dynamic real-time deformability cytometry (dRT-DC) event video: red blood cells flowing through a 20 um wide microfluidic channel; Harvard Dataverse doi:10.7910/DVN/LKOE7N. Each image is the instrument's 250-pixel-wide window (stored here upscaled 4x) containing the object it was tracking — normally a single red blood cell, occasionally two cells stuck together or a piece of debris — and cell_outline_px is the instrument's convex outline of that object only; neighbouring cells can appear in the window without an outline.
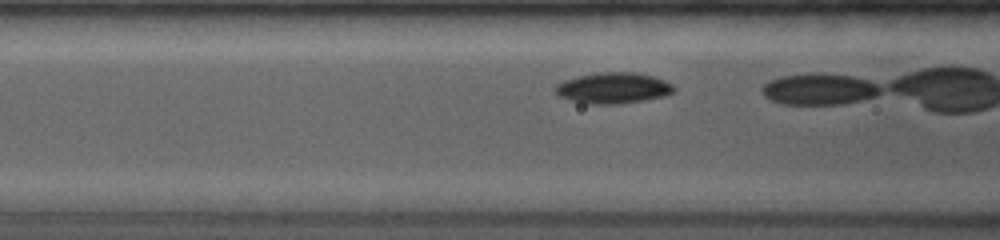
{"species": "common noctule bat (a hibernating species)", "species_latin": "Nyctalus noctula", "temperature_condition": "room temperature", "stored_images_in_passage": 7, "camera_frame_rate_fps": 4000, "um_per_image_px": 0.085, "animal": {"sex": "female", "body_mass_g": 19.0, "forearm_length_mm": 53.3}, "frame": {"image": 1, "passage_image": 5, "time_ms": 1.0, "image_size_px": [1000, 240], "cell_outline_px": [[676, 88], [672, 92], [664, 96], [644, 100], [616, 104], [588, 104], [572, 100], [560, 96], [552, 88], [556, 84], [564, 80], [596, 72], [636, 72], [652, 76], [664, 80], [672, 84]], "centroid_in_image_um": [52.11, 7.47], "position_along_channel_um": 114.5, "area_um2": 21.33}}